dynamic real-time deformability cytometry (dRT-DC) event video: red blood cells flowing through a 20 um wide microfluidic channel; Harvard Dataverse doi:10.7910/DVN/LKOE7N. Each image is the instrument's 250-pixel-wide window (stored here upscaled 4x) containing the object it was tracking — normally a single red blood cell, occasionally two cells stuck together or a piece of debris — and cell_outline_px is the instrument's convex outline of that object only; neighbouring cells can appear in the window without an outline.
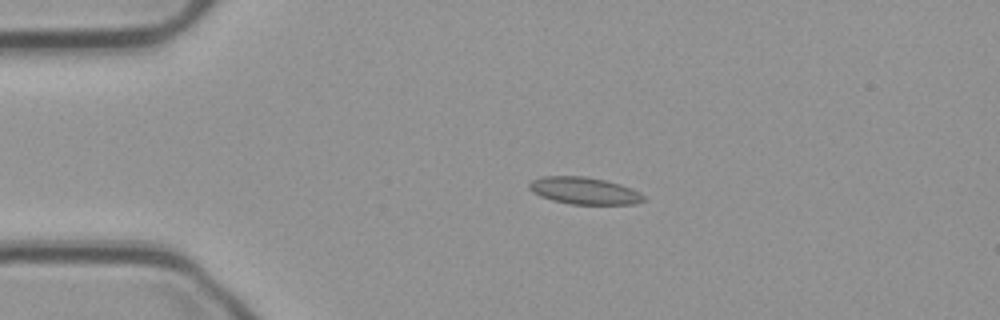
{"species": "common noctule bat (a hibernating species)", "species_latin": "Nyctalus noctula", "temperature_condition": "cold", "stored_images_in_passage": 50, "camera_frame_rate_fps": 3000, "um_per_image_px": 0.085, "animal": {"sex": "male", "body_mass_g": 23.1, "forearm_length_mm": 52.7}, "frame": {"image": 1, "passage_image": 7, "time_ms": 2.0, "image_size_px": [1000, 320], "cell_outline_px": [[644, 200], [636, 204], [572, 204], [552, 200], [540, 196], [532, 192], [528, 188], [528, 184], [532, 180], [544, 176], [584, 176], [604, 180], [620, 184], [632, 188], [640, 192], [644, 196]], "centroid_in_image_um": [49.65, 16.21], "position_along_channel_um": 35.3, "area_um2": 18.03}}
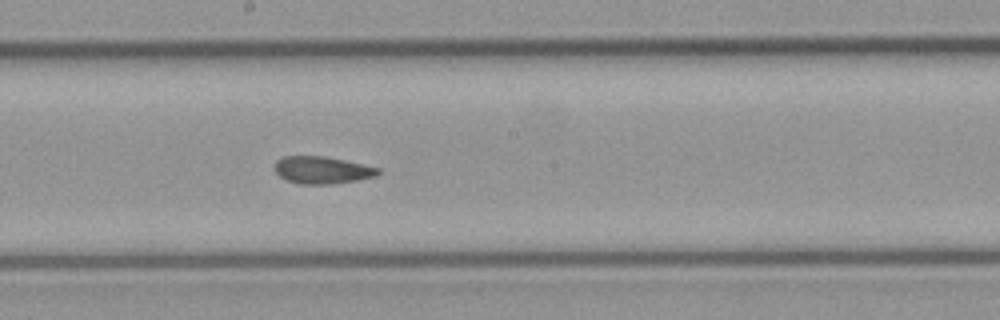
{"frame": {"image": 2, "passage_image": 25, "time_ms": 8.0, "image_size_px": [1000, 320], "cell_outline_px": [[380, 172], [376, 176], [356, 180], [332, 184], [300, 184], [284, 180], [276, 172], [276, 160], [284, 156], [324, 156], [344, 160], [380, 168]], "centroid_in_image_um": [27.37, 14.46], "position_along_channel_um": 220.8, "area_um2": 16.36}}
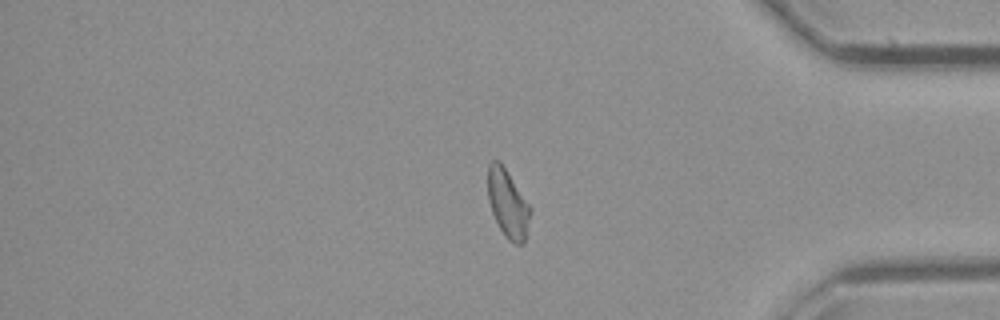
{"frame": {"image": 3, "passage_image": 41, "time_ms": 13.333, "image_size_px": [1000, 320], "cell_outline_px": [[532, 208], [524, 244], [516, 244], [508, 240], [504, 236], [492, 212], [488, 200], [488, 164], [492, 160], [500, 160]], "centroid_in_image_um": [43.17, 17.3], "position_along_channel_um": 392.0, "area_um2": 16.94}, "authors_computed_cell_mechanics": {"area_um2": 17.0221, "velocity_mm_per_s": 3.6989, "shape_relaxation_time_tau1_ms": null, "shape_relaxation_time_tau2_ms": 2.1857, "deformation_change_tau1": null, "deformation_change_tau2": 0.0714}}